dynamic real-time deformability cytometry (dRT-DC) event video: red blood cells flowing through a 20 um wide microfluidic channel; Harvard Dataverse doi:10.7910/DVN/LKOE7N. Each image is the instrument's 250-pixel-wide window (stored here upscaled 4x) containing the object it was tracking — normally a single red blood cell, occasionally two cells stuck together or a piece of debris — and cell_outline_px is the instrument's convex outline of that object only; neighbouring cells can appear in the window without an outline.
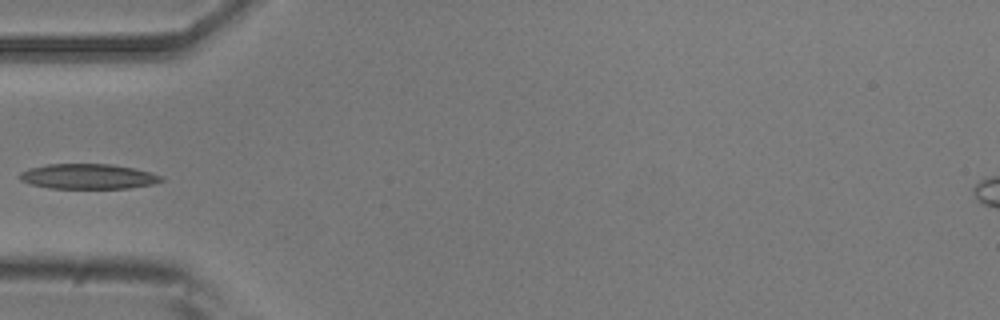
{"species": "common noctule bat (a hibernating species)", "species_latin": "Nyctalus noctula", "temperature_condition": "room temperature", "stored_images_in_passage": 5, "camera_frame_rate_fps": 3000, "um_per_image_px": 0.085, "animal": {"sex": "male", "body_mass_g": 20.5, "forearm_length_mm": 52.5}, "frame": {"image": 1, "passage_image": 3, "time_ms": 0.667, "image_size_px": [1000, 320], "cell_outline_px": [[164, 180], [152, 184], [128, 188], [48, 188], [32, 184], [20, 180], [16, 176], [20, 172], [28, 168], [48, 164], [108, 164], [132, 168], [148, 172], [160, 176]], "centroid_in_image_um": [7.4, 15.0], "position_along_channel_um": 77.6, "area_um2": 20.52}}
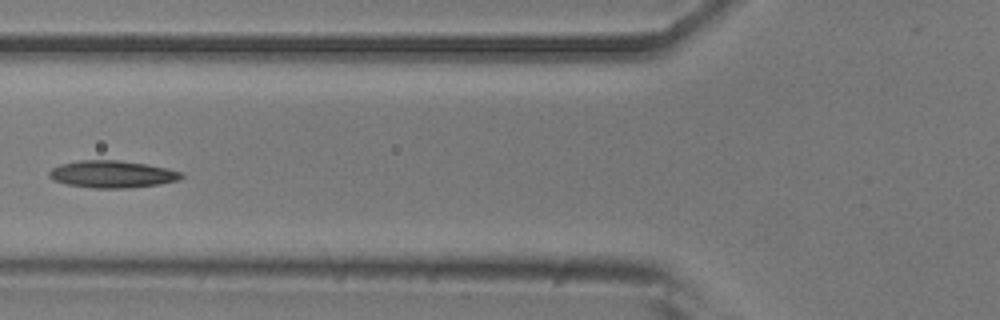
{"frame": {"image": 2, "passage_image": 4, "time_ms": 1.0, "image_size_px": [1000, 320], "cell_outline_px": [[184, 176], [180, 180], [160, 184], [128, 188], [92, 188], [68, 184], [52, 180], [48, 176], [48, 172], [52, 168], [60, 164], [80, 160], [116, 160], [148, 164], [168, 168], [184, 172]], "centroid_in_image_um": [9.57, 14.8], "position_along_channel_um": 116.2, "area_um2": 21.15}}
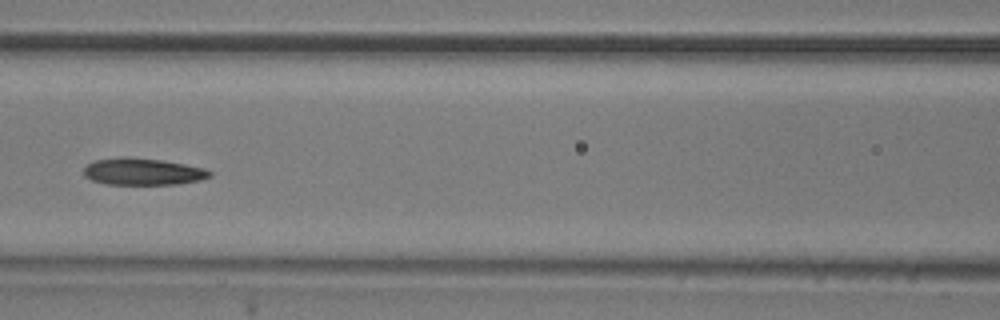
{"frame": {"image": 3, "passage_image": 5, "time_ms": 1.333, "image_size_px": [1000, 320], "cell_outline_px": [[212, 176], [200, 180], [176, 184], [108, 184], [92, 180], [84, 176], [84, 168], [88, 164], [96, 160], [120, 156], [128, 156], [164, 160], [204, 168], [212, 172]], "centroid_in_image_um": [12.14, 14.57], "position_along_channel_um": 154.5, "area_um2": 19.83}}